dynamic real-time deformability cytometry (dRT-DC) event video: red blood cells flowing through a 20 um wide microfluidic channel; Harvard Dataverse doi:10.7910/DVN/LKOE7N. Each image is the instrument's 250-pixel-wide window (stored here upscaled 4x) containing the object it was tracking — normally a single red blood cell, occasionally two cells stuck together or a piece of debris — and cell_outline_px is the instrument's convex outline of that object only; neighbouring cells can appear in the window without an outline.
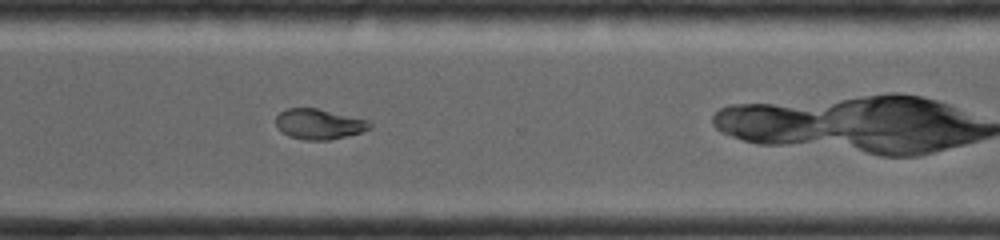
{"species": "common noctule bat (a hibernating species)", "species_latin": "Nyctalus noctula", "temperature_condition": "room temperature", "stored_images_in_passage": 9, "camera_frame_rate_fps": 4000, "um_per_image_px": 0.085, "animal": {"sex": "female", "body_mass_g": 19.0, "forearm_length_mm": 56.7}, "frame": {"image": 1, "passage_image": 9, "time_ms": 7.25, "image_size_px": [1000, 240], "cell_outline_px": [[372, 124], [368, 128], [360, 132], [328, 140], [308, 140], [288, 136], [276, 124], [276, 116], [280, 112], [288, 108], [316, 108], [364, 120]], "centroid_in_image_um": [27.05, 10.54], "position_along_channel_um": 343.6, "area_um2": 15.95}}